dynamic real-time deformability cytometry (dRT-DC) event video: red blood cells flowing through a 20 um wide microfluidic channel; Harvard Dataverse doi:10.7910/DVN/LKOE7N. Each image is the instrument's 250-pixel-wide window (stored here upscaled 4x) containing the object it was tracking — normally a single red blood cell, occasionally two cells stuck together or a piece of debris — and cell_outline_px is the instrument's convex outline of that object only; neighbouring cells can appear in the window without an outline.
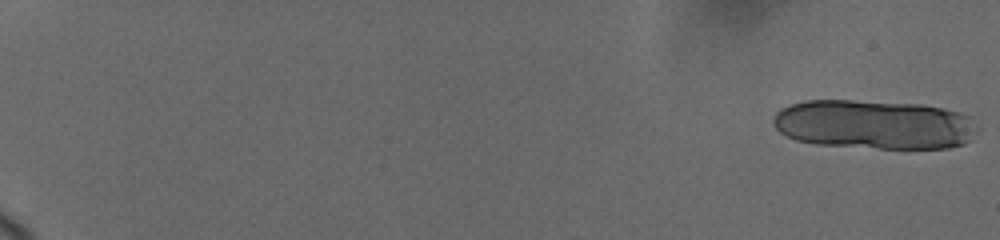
{"species": "human", "species_latin": "Homo sapiens", "temperature_condition": "cold", "stored_images_in_passage": 44, "camera_frame_rate_fps": 3000, "um_per_image_px": 0.085, "donor": {"sex": "female"}, "frame": {"image": 1, "passage_image": 1, "time_ms": 0.0, "image_size_px": [1000, 240], "cell_outline_px": [[968, 140], [964, 144], [948, 148], [880, 148], [816, 144], [796, 140], [780, 132], [772, 124], [772, 120], [776, 112], [780, 108], [804, 100], [852, 100], [920, 104], [960, 112], [968, 116]], "centroid_in_image_um": [74.14, 10.57], "position_along_channel_um": 10.9, "area_um2": 57.68}}